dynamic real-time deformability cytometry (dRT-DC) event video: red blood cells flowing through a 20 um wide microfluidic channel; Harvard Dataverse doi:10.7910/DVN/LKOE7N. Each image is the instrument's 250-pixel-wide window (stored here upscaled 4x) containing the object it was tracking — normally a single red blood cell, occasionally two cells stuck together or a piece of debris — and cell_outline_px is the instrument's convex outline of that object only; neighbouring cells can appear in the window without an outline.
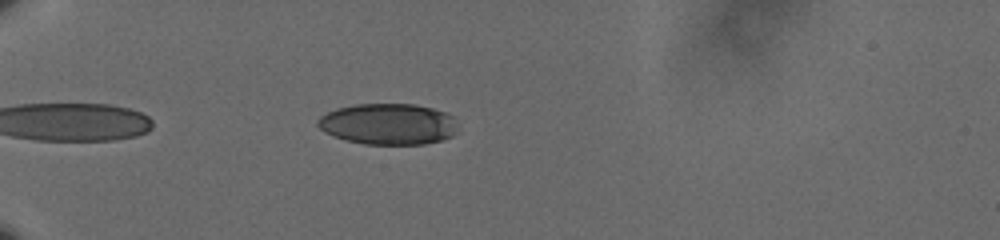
{"species": "human", "species_latin": "Homo sapiens", "temperature_condition": "cold", "stored_images_in_passage": 37, "camera_frame_rate_fps": 3000, "um_per_image_px": 0.085, "donor": {"sex": "male"}, "frame": {"image": 1, "passage_image": 1, "time_ms": 0.0, "image_size_px": [1000, 240], "cell_outline_px": [[456, 132], [452, 136], [440, 140], [424, 144], [364, 144], [344, 140], [324, 132], [316, 124], [316, 120], [320, 116], [336, 108], [356, 104], [416, 104], [432, 108], [444, 112], [452, 116], [456, 124]], "centroid_in_image_um": [32.97, 10.54], "position_along_channel_um": 52.0, "area_um2": 33.64}}
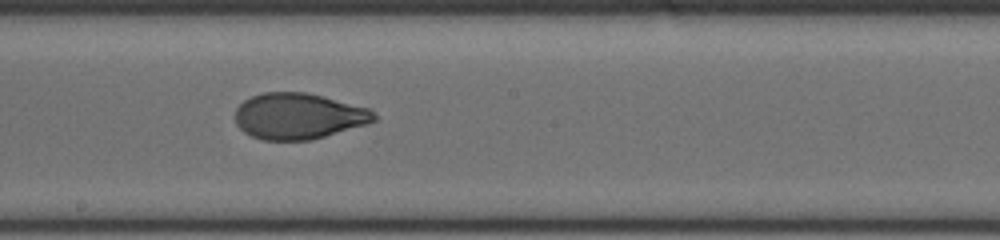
{"frame": {"image": 2, "passage_image": 18, "time_ms": 5.667, "image_size_px": [1000, 240], "cell_outline_px": [[376, 120], [368, 124], [312, 140], [264, 140], [252, 136], [244, 132], [236, 124], [236, 108], [244, 100], [252, 96], [264, 92], [304, 92], [368, 108], [376, 116]], "centroid_in_image_um": [25.35, 9.88], "position_along_channel_um": 222.8, "area_um2": 36.99}}
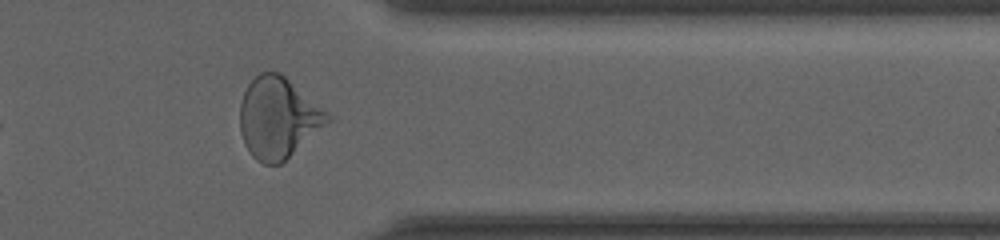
{"frame": {"image": 3, "passage_image": 32, "time_ms": 10.333, "image_size_px": [1000, 240], "cell_outline_px": [[332, 120], [328, 124], [280, 164], [264, 164], [256, 160], [252, 156], [244, 144], [240, 132], [240, 104], [244, 92], [248, 84], [260, 72], [280, 72], [328, 112], [332, 116]], "centroid_in_image_um": [23.64, 10.02], "position_along_channel_um": 387.8, "area_um2": 41.27}, "authors_computed_cell_mechanics": {"area_um2": 37.57, "velocity_mm_per_s": 3.6124, "shape_relaxation_time_tau1_ms": 3.7519, "shape_relaxation_time_tau2_ms": 0.9645, "deformation_change_tau1": 0.1745, "deformation_change_tau2": 0.0635}}